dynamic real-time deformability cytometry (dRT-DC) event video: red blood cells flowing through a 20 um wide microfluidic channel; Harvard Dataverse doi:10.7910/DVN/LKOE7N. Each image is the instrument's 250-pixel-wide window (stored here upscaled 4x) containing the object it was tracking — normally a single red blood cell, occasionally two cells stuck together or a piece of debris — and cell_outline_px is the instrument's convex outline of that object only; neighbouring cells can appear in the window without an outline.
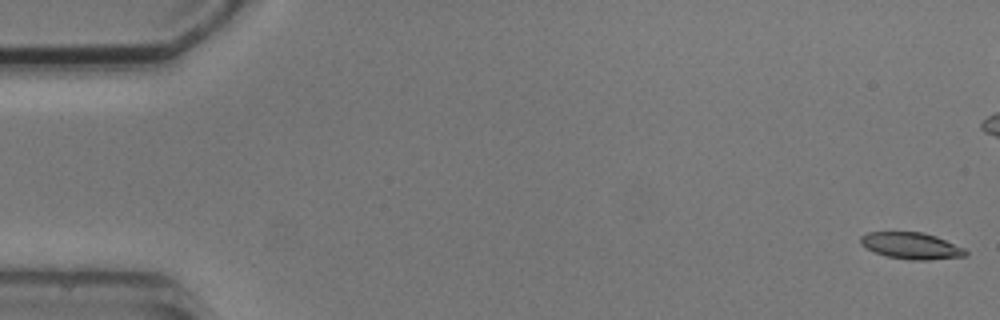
{"species": "common noctule bat (a hibernating species)", "species_latin": "Nyctalus noctula", "temperature_condition": "cold", "stored_images_in_passage": 7, "camera_frame_rate_fps": 3000, "um_per_image_px": 0.085, "animal": {"sex": "male", "body_mass_g": 20.5, "forearm_length_mm": 52.5}, "frame": {"image": 1, "passage_image": 1, "time_ms": 0.0, "image_size_px": [1000, 320], "cell_outline_px": [[968, 256], [928, 260], [912, 260], [888, 256], [876, 252], [860, 244], [860, 236], [868, 232], [924, 232], [936, 236], [964, 248], [968, 252]], "centroid_in_image_um": [77.49, 20.88], "position_along_channel_um": 7.5, "area_um2": 16.18}}